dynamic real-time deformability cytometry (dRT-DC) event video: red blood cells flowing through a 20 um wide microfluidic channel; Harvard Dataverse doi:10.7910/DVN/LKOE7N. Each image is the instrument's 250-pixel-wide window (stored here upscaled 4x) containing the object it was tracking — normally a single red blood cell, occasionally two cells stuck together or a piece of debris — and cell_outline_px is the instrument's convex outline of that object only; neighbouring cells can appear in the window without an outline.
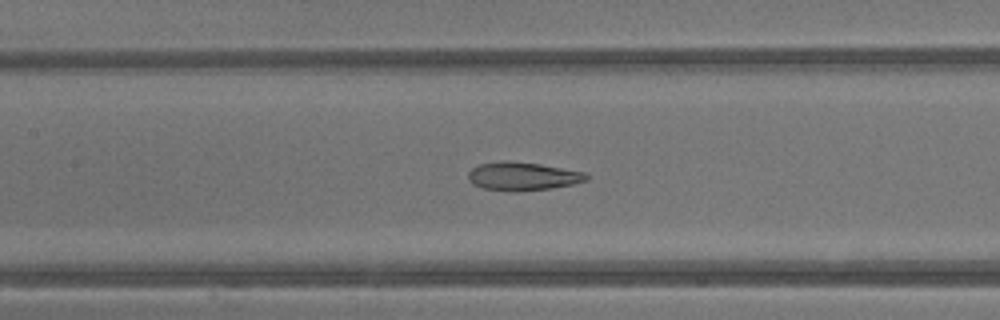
{"species": "common noctule bat (a hibernating species)", "species_latin": "Nyctalus noctula", "temperature_condition": "warm", "stored_images_in_passage": 41, "camera_frame_rate_fps": 3000, "um_per_image_px": 0.085, "animal": {"sex": "male", "body_mass_g": 13.3}, "frame": {"image": 1, "passage_image": 19, "time_ms": 6.0, "image_size_px": [1000, 320], "cell_outline_px": [[588, 180], [572, 184], [548, 188], [484, 188], [472, 184], [468, 180], [468, 172], [472, 168], [480, 164], [500, 160], [508, 160], [540, 164], [584, 172], [588, 176]], "centroid_in_image_um": [44.41, 14.91], "position_along_channel_um": 163.0, "area_um2": 18.55}}
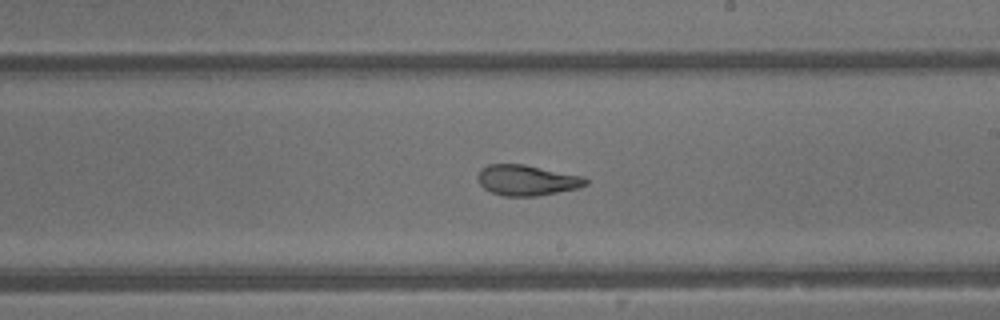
{"frame": {"image": 2, "passage_image": 24, "time_ms": 7.667, "image_size_px": [1000, 320], "cell_outline_px": [[588, 184], [580, 188], [536, 196], [504, 196], [492, 192], [484, 188], [480, 184], [476, 176], [480, 168], [488, 164], [524, 164], [584, 176], [588, 180]], "centroid_in_image_um": [44.79, 15.31], "position_along_channel_um": 244.2, "area_um2": 19.42}}
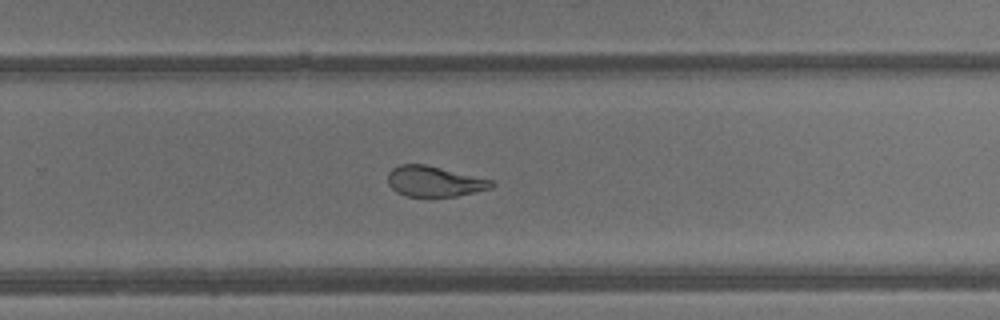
{"frame": {"image": 3, "passage_image": 27, "time_ms": 8.667, "image_size_px": [1000, 320], "cell_outline_px": [[496, 184], [492, 188], [456, 196], [408, 196], [396, 192], [388, 184], [388, 172], [392, 168], [400, 164], [424, 164], [492, 180]], "centroid_in_image_um": [36.9, 15.41], "position_along_channel_um": 292.9, "area_um2": 18.26}, "authors_computed_cell_mechanics": {"area_um2": 19.4208, "velocity_mm_per_s": 4.9012, "shape_relaxation_time_tau1_ms": null, "shape_relaxation_time_tau2_ms": 1.3649, "deformation_change_tau1": null, "deformation_change_tau2": 0.0818}}